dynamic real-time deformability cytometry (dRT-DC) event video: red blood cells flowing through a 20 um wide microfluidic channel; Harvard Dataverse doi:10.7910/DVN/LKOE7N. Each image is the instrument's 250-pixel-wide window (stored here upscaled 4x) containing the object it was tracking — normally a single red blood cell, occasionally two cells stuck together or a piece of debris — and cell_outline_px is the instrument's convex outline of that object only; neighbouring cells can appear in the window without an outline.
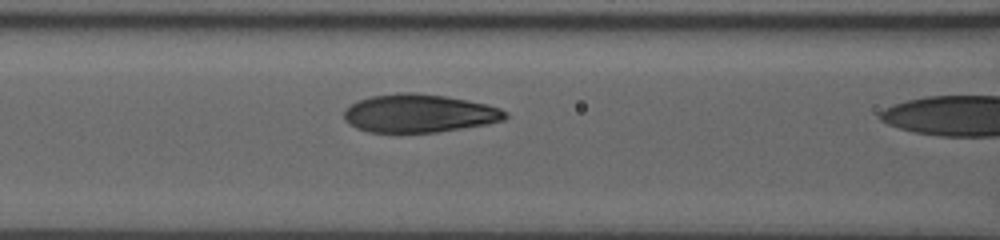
{"species": "human", "species_latin": "Homo sapiens", "temperature_condition": "room temperature", "stored_images_in_passage": 11, "camera_frame_rate_fps": 3000, "um_per_image_px": 0.085, "donor": {"sex": "male"}, "frame": {"image": 1, "passage_image": 10, "time_ms": 3.0, "image_size_px": [1000, 240], "cell_outline_px": [[508, 116], [504, 120], [484, 124], [436, 132], [368, 132], [356, 128], [348, 124], [344, 120], [344, 112], [352, 104], [360, 100], [372, 96], [396, 92], [416, 92], [444, 96], [488, 104], [500, 108], [508, 112]], "centroid_in_image_um": [35.62, 9.63], "position_along_channel_um": 131.0, "area_um2": 35.78}}